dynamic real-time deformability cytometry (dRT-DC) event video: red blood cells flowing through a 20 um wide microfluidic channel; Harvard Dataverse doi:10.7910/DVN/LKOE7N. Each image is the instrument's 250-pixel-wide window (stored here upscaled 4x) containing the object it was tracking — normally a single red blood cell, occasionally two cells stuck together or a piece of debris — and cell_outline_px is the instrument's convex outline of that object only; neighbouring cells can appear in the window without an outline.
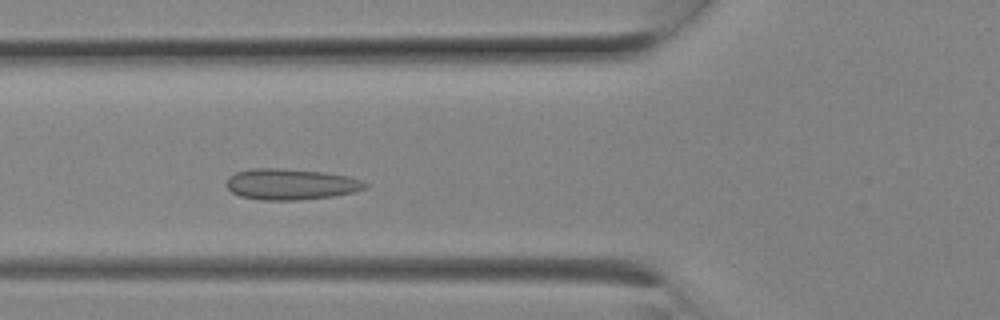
{"species": "Egyptian fruit bat (a non-hibernating species)", "species_latin": "Rousettus aegyptiacus", "temperature_condition": "room temperature", "stored_images_in_passage": 7, "camera_frame_rate_fps": 3000, "um_per_image_px": 0.085, "animal": {"sex": "female"}, "frame": {"image": 1, "passage_image": 6, "time_ms": 1.667, "image_size_px": [1000, 320], "cell_outline_px": [[368, 188], [352, 192], [332, 196], [300, 200], [260, 200], [240, 196], [232, 192], [224, 184], [228, 176], [236, 172], [252, 168], [280, 168], [324, 172], [348, 176], [360, 180], [368, 184]], "centroid_in_image_um": [24.68, 15.66], "position_along_channel_um": 101.1, "area_um2": 25.2}}
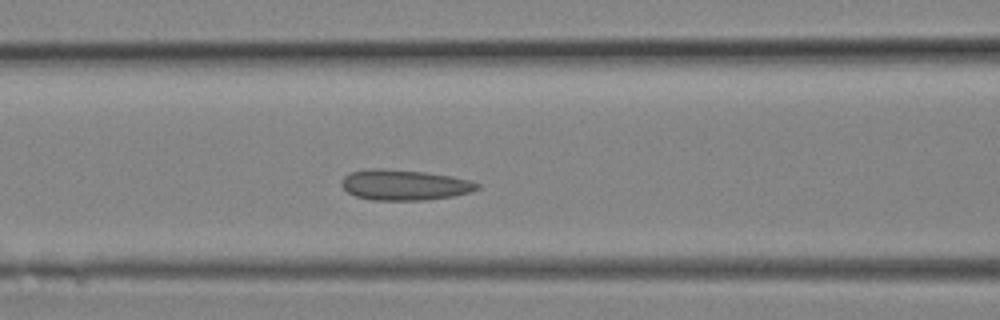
{"frame": {"image": 2, "passage_image": 7, "time_ms": 2.0, "image_size_px": [1000, 320], "cell_outline_px": [[480, 188], [472, 192], [452, 196], [424, 200], [372, 200], [356, 196], [348, 192], [340, 184], [344, 176], [348, 172], [368, 168], [380, 168], [424, 172], [452, 176], [472, 180], [480, 184]], "centroid_in_image_um": [34.38, 15.71], "position_along_channel_um": 132.2, "area_um2": 24.33}}